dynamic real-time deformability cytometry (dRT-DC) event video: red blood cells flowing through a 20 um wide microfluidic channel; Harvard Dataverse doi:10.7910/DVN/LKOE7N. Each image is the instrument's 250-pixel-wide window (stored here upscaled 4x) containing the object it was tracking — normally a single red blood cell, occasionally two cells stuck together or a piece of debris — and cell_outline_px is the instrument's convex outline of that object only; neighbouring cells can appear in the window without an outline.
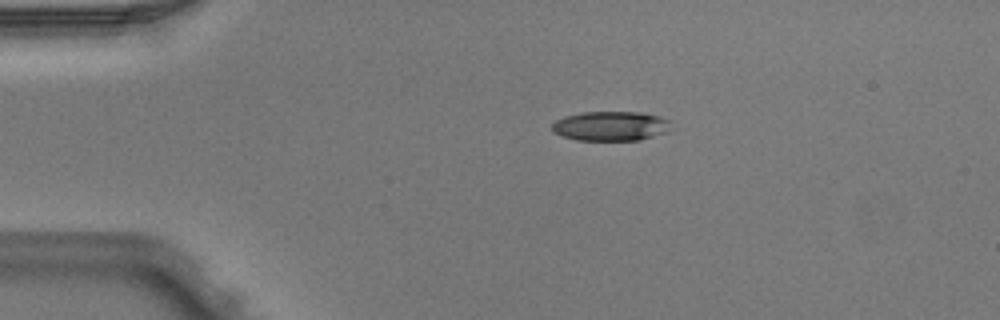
{"species": "Egyptian fruit bat (a non-hibernating species)", "species_latin": "Rousettus aegyptiacus", "temperature_condition": "warm", "stored_images_in_passage": 2, "camera_frame_rate_fps": 3000, "um_per_image_px": 0.085, "animal": {"sex": "male"}, "frame": {"image": 1, "passage_image": 1, "time_ms": 0.0, "image_size_px": [1000, 320], "cell_outline_px": [[672, 128], [668, 132], [640, 140], [576, 140], [560, 136], [552, 132], [552, 124], [556, 120], [564, 116], [580, 112], [640, 112], [660, 116], [672, 120]], "centroid_in_image_um": [51.94, 10.71], "position_along_channel_um": 33.1, "area_um2": 20.92}}